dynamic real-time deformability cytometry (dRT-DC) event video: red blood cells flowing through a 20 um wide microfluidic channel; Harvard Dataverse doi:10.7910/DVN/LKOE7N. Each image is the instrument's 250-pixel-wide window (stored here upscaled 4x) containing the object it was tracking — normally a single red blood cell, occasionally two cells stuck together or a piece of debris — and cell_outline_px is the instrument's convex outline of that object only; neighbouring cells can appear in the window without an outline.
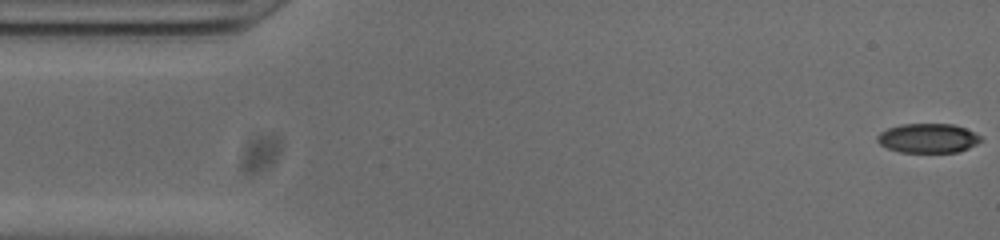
{"species": "common noctule bat (a hibernating species)", "species_latin": "Nyctalus noctula", "temperature_condition": "cold", "stored_images_in_passage": 52, "camera_frame_rate_fps": 3000, "um_per_image_px": 0.085, "animal": {"sex": "male", "body_mass_g": 20.0, "forearm_length_mm": 53.3}, "frame": {"image": 1, "passage_image": 1, "time_ms": 0.0, "image_size_px": [1000, 240], "cell_outline_px": [[984, 140], [968, 148], [956, 152], [900, 152], [888, 148], [880, 144], [876, 140], [876, 136], [880, 132], [888, 128], [900, 124], [952, 124], [964, 128], [980, 136]], "centroid_in_image_um": [78.85, 11.74], "position_along_channel_um": 6.1, "area_um2": 17.63}}
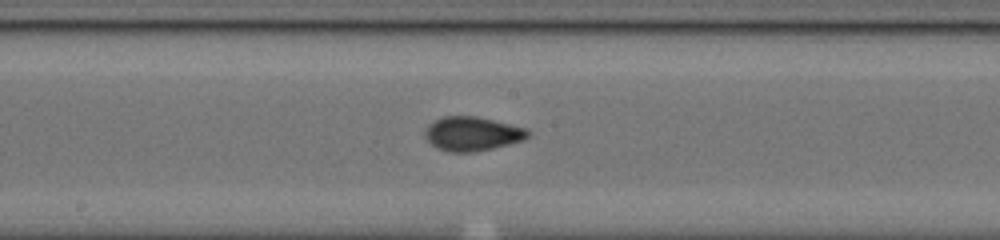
{"frame": {"image": 2, "passage_image": 26, "time_ms": 8.333, "image_size_px": [1000, 240], "cell_outline_px": [[532, 136], [524, 140], [492, 148], [472, 152], [448, 152], [436, 148], [424, 136], [424, 128], [428, 124], [444, 116], [476, 116], [528, 128], [532, 132]], "centroid_in_image_um": [40.17, 11.37], "position_along_channel_um": 208.0, "area_um2": 20.69}}
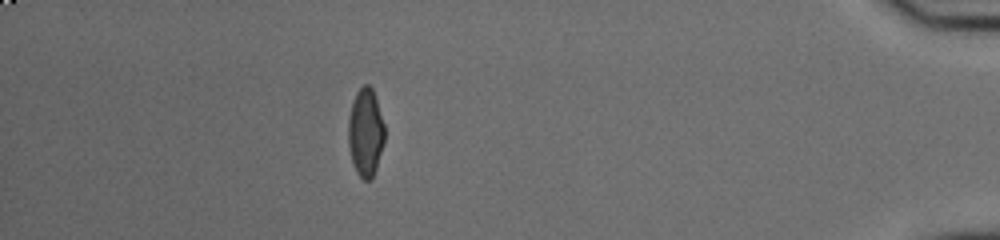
{"frame": {"image": 3, "passage_image": 46, "time_ms": 15.0, "image_size_px": [1000, 240], "cell_outline_px": [[384, 144], [372, 180], [364, 180], [356, 172], [352, 160], [348, 144], [348, 120], [352, 104], [356, 92], [364, 84], [368, 84], [372, 88], [384, 124]], "centroid_in_image_um": [31.07, 11.28], "position_along_channel_um": 404.1, "area_um2": 18.55}, "authors_computed_cell_mechanics": {"area_um2": 19.363, "velocity_mm_per_s": 3.8475, "shape_relaxation_time_tau1_ms": 6.1736, "shape_relaxation_time_tau2_ms": 1.3252, "deformation_change_tau1": 0.1831, "deformation_change_tau2": 0.049}}